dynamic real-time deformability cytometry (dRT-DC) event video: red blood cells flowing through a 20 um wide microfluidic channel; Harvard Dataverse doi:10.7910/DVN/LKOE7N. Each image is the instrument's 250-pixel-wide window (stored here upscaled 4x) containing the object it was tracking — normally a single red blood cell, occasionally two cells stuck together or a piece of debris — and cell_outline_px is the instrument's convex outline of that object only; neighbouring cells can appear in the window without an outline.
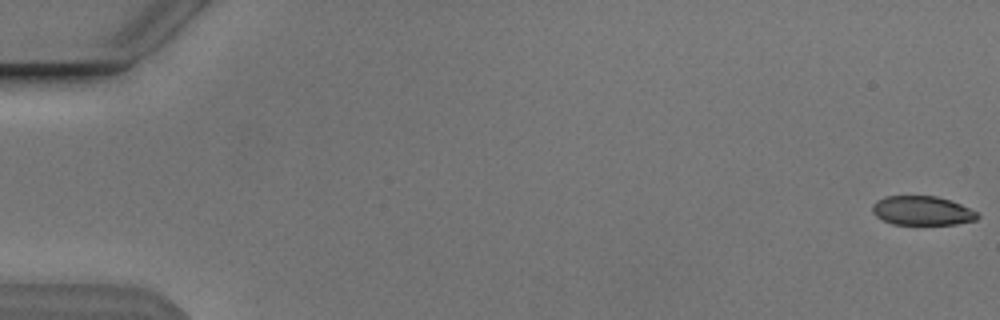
{"species": "Egyptian fruit bat (a non-hibernating species)", "species_latin": "Rousettus aegyptiacus", "temperature_condition": "cold", "stored_images_in_passage": 17, "camera_frame_rate_fps": 3000, "um_per_image_px": 0.085, "animal": {"sex": "male"}, "frame": {"image": 1, "passage_image": 1, "time_ms": 0.0, "image_size_px": [1000, 320], "cell_outline_px": [[980, 216], [976, 220], [956, 224], [892, 224], [876, 216], [872, 212], [872, 204], [876, 200], [884, 196], [936, 196], [960, 204], [976, 212]], "centroid_in_image_um": [78.35, 17.9], "position_along_channel_um": 6.7, "area_um2": 17.74}}
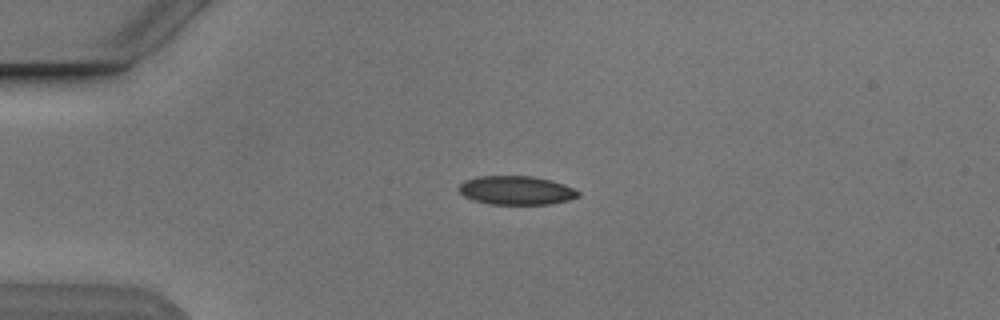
{"frame": {"image": 2, "passage_image": 14, "time_ms": 4.333, "image_size_px": [1000, 320], "cell_outline_px": [[580, 196], [568, 200], [548, 204], [488, 204], [472, 200], [464, 196], [456, 188], [464, 180], [480, 176], [532, 176], [552, 180], [564, 184], [580, 192]], "centroid_in_image_um": [43.86, 16.18], "position_along_channel_um": 41.1, "area_um2": 20.11}}